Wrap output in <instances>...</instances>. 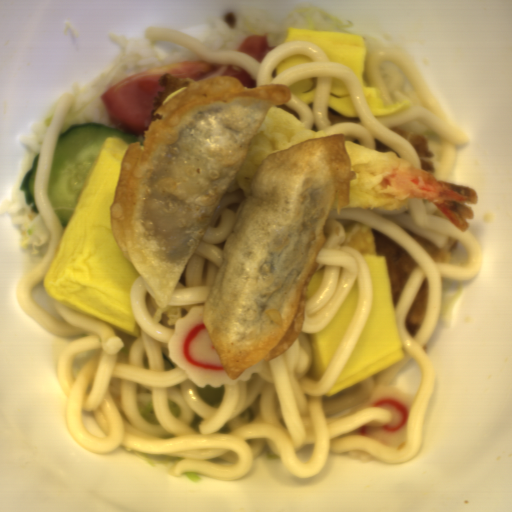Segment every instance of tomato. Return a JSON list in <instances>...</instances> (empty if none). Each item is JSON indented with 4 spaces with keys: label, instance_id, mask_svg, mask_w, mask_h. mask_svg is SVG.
<instances>
[{
    "label": "tomato",
    "instance_id": "1",
    "mask_svg": "<svg viewBox=\"0 0 512 512\" xmlns=\"http://www.w3.org/2000/svg\"><path fill=\"white\" fill-rule=\"evenodd\" d=\"M168 72L176 78L199 82L214 76H231L247 89L259 86L245 68L231 63H213L199 58L176 62L123 78L107 88L100 97L108 121L125 133L145 137L152 122L150 113L160 89V79Z\"/></svg>",
    "mask_w": 512,
    "mask_h": 512
},
{
    "label": "tomato",
    "instance_id": "2",
    "mask_svg": "<svg viewBox=\"0 0 512 512\" xmlns=\"http://www.w3.org/2000/svg\"><path fill=\"white\" fill-rule=\"evenodd\" d=\"M272 48L265 36L252 34L244 37L237 51H241L262 63Z\"/></svg>",
    "mask_w": 512,
    "mask_h": 512
}]
</instances>
